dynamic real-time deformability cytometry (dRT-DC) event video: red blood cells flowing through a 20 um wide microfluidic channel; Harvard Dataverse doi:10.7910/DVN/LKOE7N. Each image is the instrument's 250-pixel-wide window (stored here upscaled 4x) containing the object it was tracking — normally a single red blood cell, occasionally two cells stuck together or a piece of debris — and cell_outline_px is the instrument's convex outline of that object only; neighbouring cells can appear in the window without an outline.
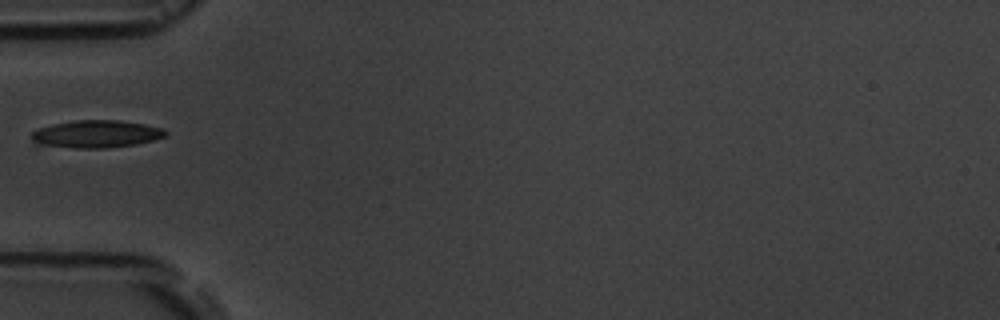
{"species": "common noctule bat (a hibernating species)", "species_latin": "Nyctalus noctula", "temperature_condition": "room temperature", "stored_images_in_passage": 1, "camera_frame_rate_fps": 3000, "um_per_image_px": 0.085, "animal": {"sex": "male", "body_mass_g": 19.5, "forearm_length_mm": 54.6}, "frame": {"image": 1, "passage_image": 1, "time_ms": 0.0, "image_size_px": [1000, 320], "cell_outline_px": [[168, 132], [164, 136], [152, 140], [136, 144], [104, 148], [76, 148], [36, 144], [32, 140], [32, 132], [40, 128], [52, 124], [76, 120], [120, 120], [144, 124], [164, 128]], "centroid_in_image_um": [8.18, 11.38], "position_along_channel_um": 76.8, "area_um2": 21.39}}